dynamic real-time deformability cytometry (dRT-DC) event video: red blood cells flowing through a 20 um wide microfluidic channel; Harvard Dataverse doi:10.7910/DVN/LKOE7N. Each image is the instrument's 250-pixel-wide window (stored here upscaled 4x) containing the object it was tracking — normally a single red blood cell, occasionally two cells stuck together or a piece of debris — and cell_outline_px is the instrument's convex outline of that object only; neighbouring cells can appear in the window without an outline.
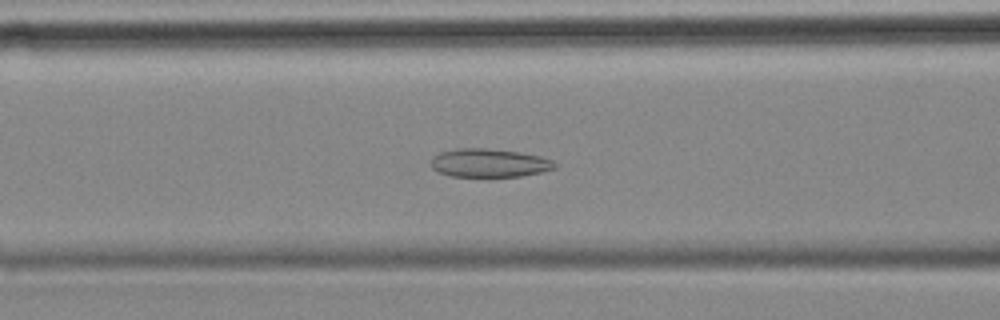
{"species": "common noctule bat (a hibernating species)", "species_latin": "Nyctalus noctula", "temperature_condition": "cold", "stored_images_in_passage": 54, "camera_frame_rate_fps": 3000, "um_per_image_px": 0.085, "animal": {"sex": "female", "body_mass_g": 18.4}, "frame": {"image": 1, "passage_image": 20, "time_ms": 6.333, "image_size_px": [1000, 320], "cell_outline_px": [[556, 168], [540, 172], [520, 176], [452, 176], [440, 172], [432, 168], [432, 156], [440, 152], [456, 148], [484, 148], [520, 152], [540, 156], [552, 160], [556, 164]], "centroid_in_image_um": [41.58, 13.84], "position_along_channel_um": 125.0, "area_um2": 20.35}}
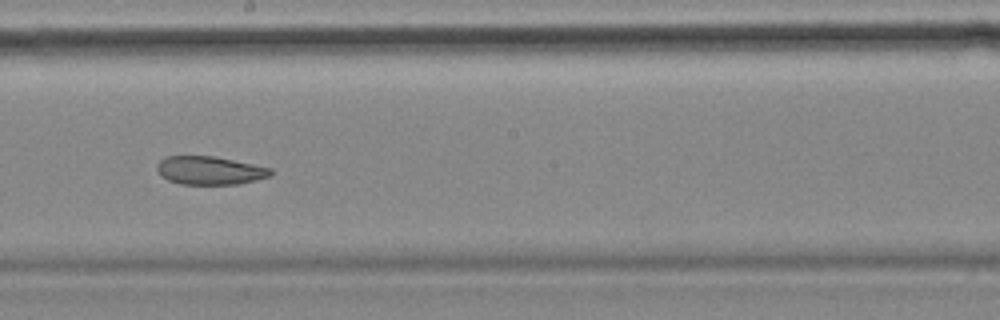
{"frame": {"image": 2, "passage_image": 29, "time_ms": 9.333, "image_size_px": [1000, 320], "cell_outline_px": [[272, 176], [236, 184], [180, 184], [168, 180], [156, 168], [156, 164], [164, 156], [212, 156], [272, 168]], "centroid_in_image_um": [17.82, 14.48], "position_along_channel_um": 230.4, "area_um2": 18.55}}
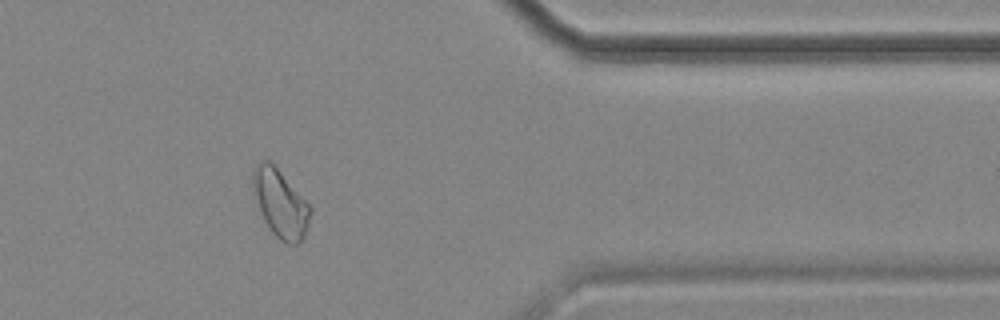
{"frame": {"image": 3, "passage_image": 44, "time_ms": 14.333, "image_size_px": [1000, 320], "cell_outline_px": [[312, 212], [304, 236], [296, 244], [288, 244], [280, 240], [268, 228], [264, 220], [252, 192], [252, 168], [260, 160], [268, 160], [312, 204]], "centroid_in_image_um": [23.83, 17.27], "position_along_channel_um": 387.6, "area_um2": 22.95}, "authors_computed_cell_mechanics": {"area_um2": 22.8021, "velocity_mm_per_s": 3.5245, "shape_relaxation_time_tau1_ms": null, "shape_relaxation_time_tau2_ms": 5.0931, "deformation_change_tau1": null, "deformation_change_tau2": 0.1052}}